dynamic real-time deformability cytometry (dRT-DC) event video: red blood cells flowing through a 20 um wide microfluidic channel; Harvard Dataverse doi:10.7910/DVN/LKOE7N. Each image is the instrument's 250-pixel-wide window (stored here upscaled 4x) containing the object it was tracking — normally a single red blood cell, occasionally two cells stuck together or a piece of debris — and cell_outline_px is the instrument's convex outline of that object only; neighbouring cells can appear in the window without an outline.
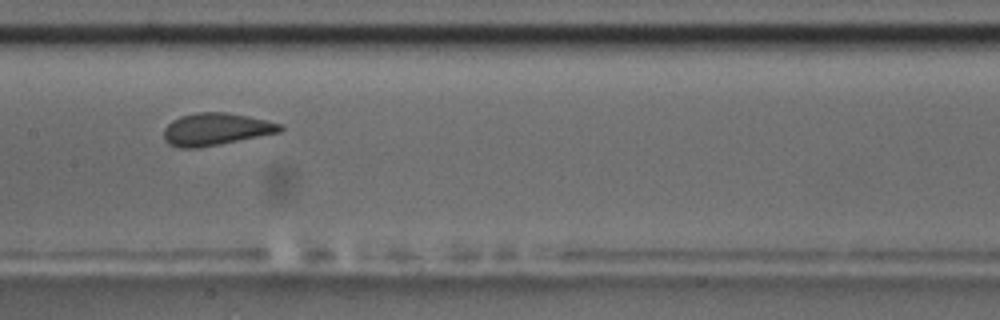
{"species": "common noctule bat (a hibernating species)", "species_latin": "Nyctalus noctula", "temperature_condition": "room temperature", "stored_images_in_passage": 8, "camera_frame_rate_fps": 3000, "um_per_image_px": 0.085, "animal": {"sex": "male", "body_mass_g": 17.5, "forearm_length_mm": 52.3}, "frame": {"image": 1, "passage_image": 4, "time_ms": 3.333, "image_size_px": [1000, 320], "cell_outline_px": [[284, 128], [280, 132], [200, 148], [180, 148], [168, 144], [164, 140], [164, 128], [172, 120], [180, 116], [196, 112], [228, 112], [248, 116], [280, 124]], "centroid_in_image_um": [18.31, 10.98], "position_along_channel_um": 189.1, "area_um2": 21.91}}